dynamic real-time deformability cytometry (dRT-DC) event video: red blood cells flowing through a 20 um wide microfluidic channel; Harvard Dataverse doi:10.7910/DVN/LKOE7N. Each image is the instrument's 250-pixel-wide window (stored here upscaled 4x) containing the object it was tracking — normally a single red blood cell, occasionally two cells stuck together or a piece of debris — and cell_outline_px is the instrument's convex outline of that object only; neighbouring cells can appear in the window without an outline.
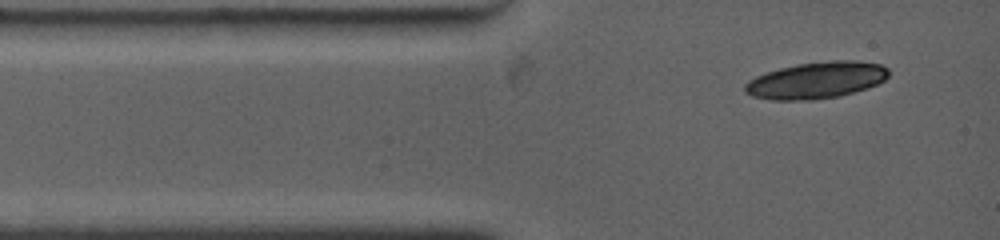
{"species": "common noctule bat (a hibernating species)", "species_latin": "Nyctalus noctula", "temperature_condition": "warm", "stored_images_in_passage": 1, "camera_frame_rate_fps": 4500, "um_per_image_px": 0.085, "animal": {"sex": "female", "body_mass_g": 19.0, "forearm_length_mm": 53.3}, "frame": {"image": 1, "passage_image": 1, "time_ms": 0.0, "image_size_px": [1000, 240], "cell_outline_px": [[888, 76], [884, 80], [868, 88], [840, 96], [812, 100], [772, 100], [752, 96], [744, 92], [744, 84], [748, 80], [756, 76], [780, 68], [796, 64], [832, 60], [856, 60], [880, 64], [888, 68]], "centroid_in_image_um": [69.38, 6.82], "position_along_channel_um": 15.6, "area_um2": 30.81}}